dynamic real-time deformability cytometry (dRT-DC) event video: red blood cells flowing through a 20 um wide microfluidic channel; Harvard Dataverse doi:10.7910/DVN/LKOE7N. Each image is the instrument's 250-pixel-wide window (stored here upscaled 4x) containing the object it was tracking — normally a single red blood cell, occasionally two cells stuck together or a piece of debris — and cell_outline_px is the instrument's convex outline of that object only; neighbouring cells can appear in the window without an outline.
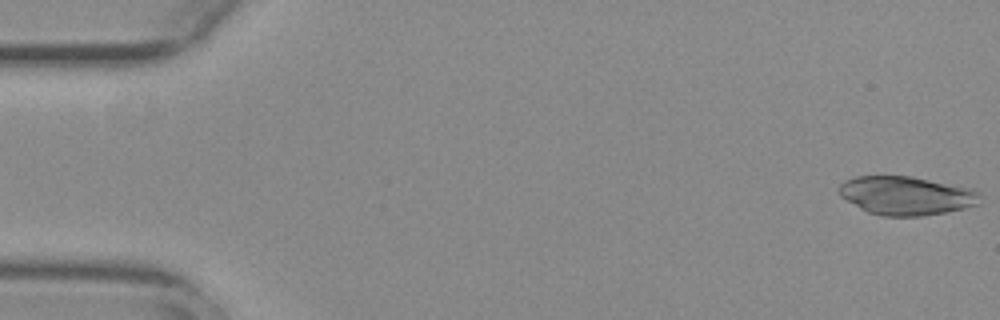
{"species": "common noctule bat (a hibernating species)", "species_latin": "Nyctalus noctula", "temperature_condition": "warm", "stored_images_in_passage": 54, "camera_frame_rate_fps": 3000, "um_per_image_px": 0.085, "animal": {"sex": "female", "body_mass_g": 29.2, "forearm_length_mm": 56.3}, "frame": {"image": 1, "passage_image": 1, "time_ms": 0.0, "image_size_px": [1000, 320], "cell_outline_px": [[984, 196], [980, 204], [964, 208], [924, 216], [884, 216], [868, 212], [860, 208], [840, 196], [840, 184], [844, 180], [856, 176], [912, 176], [972, 188], [980, 192]], "centroid_in_image_um": [77.09, 16.62], "position_along_channel_um": 7.9, "area_um2": 31.96}}